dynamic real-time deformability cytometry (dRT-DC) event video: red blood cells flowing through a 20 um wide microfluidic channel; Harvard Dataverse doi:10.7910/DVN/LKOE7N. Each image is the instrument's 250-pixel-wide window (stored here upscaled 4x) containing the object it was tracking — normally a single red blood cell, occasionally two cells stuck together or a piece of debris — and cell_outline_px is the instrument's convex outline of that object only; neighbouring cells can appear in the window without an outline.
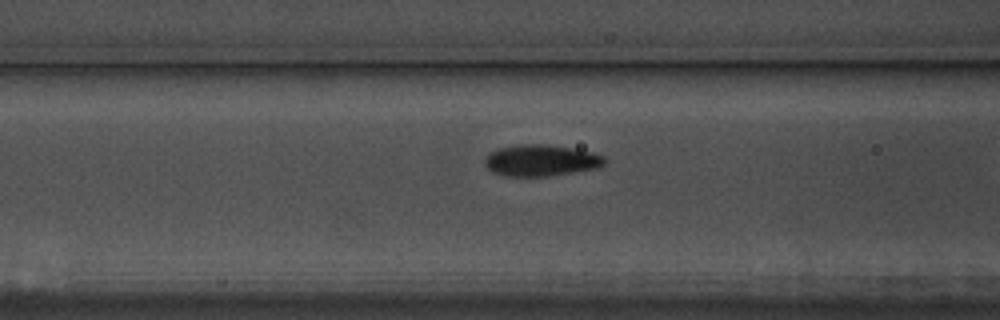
{"species": "common noctule bat (a hibernating species)", "species_latin": "Nyctalus noctula", "temperature_condition": "warm", "stored_images_in_passage": 19, "camera_frame_rate_fps": 3000, "um_per_image_px": 0.085, "animal": {"sex": "male", "body_mass_g": 17.5, "forearm_length_mm": 52.3}, "frame": {"image": 1, "passage_image": 17, "time_ms": 5.333, "image_size_px": [1000, 320], "cell_outline_px": [[608, 160], [600, 168], [552, 176], [504, 176], [492, 172], [484, 164], [484, 160], [492, 152], [500, 148], [520, 144], [540, 144], [572, 148], [592, 152], [604, 156]], "centroid_in_image_um": [46.04, 13.65], "position_along_channel_um": 120.6, "area_um2": 22.02}}